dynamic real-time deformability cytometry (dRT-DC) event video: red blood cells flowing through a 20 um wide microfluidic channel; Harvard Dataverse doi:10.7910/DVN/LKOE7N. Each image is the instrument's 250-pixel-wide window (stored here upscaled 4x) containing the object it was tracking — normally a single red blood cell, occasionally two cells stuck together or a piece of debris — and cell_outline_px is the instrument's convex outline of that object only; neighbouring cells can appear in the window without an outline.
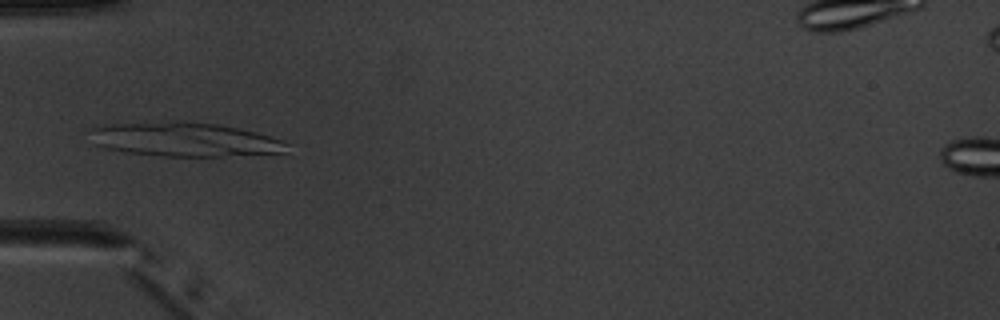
{"species": "common noctule bat (a hibernating species)", "species_latin": "Nyctalus noctula", "temperature_condition": "warm", "stored_images_in_passage": 4, "camera_frame_rate_fps": 3000, "um_per_image_px": 0.085, "animal": {"sex": "male", "body_mass_g": 20.1, "forearm_length_mm": 53.5}, "frame": {"image": 1, "passage_image": 4, "time_ms": 3.667, "image_size_px": [1000, 320], "cell_outline_px": [[288, 152], [220, 156], [164, 156], [128, 152], [104, 148], [96, 144], [92, 128], [112, 124], [172, 120], [176, 120], [216, 124], [256, 132], [284, 140], [288, 144]], "centroid_in_image_um": [15.76, 11.85], "position_along_channel_um": 69.2, "area_um2": 38.78}}